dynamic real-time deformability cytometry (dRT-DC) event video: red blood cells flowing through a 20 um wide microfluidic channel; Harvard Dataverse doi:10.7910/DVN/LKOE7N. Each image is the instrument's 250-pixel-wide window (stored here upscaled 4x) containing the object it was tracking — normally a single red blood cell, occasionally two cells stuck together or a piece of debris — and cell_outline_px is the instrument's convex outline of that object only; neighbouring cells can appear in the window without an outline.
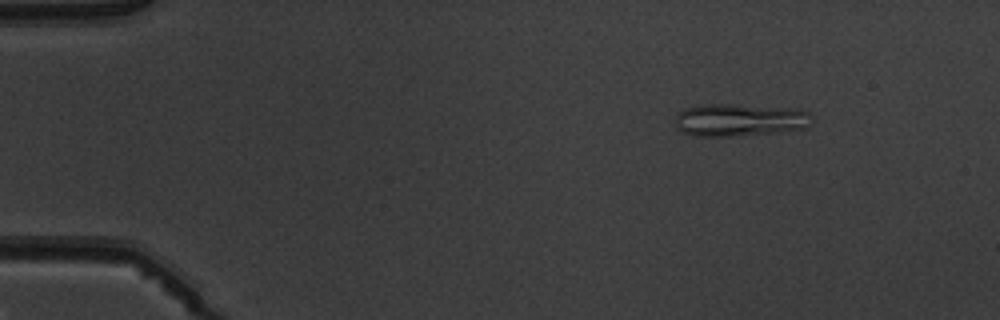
{"species": "common noctule bat (a hibernating species)", "species_latin": "Nyctalus noctula", "temperature_condition": "warm", "stored_images_in_passage": 6, "camera_frame_rate_fps": 3000, "um_per_image_px": 0.085, "animal": {"sex": "male", "body_mass_g": 19.5, "forearm_length_mm": 54.6}, "frame": {"image": 1, "passage_image": 1, "time_ms": 0.0, "image_size_px": [1000, 320], "cell_outline_px": [[812, 120], [808, 128], [772, 132], [732, 136], [692, 136], [680, 132], [676, 128], [676, 116], [684, 108], [704, 104], [728, 104], [800, 108], [808, 112], [812, 116]], "centroid_in_image_um": [62.87, 10.19], "position_along_channel_um": 22.1, "area_um2": 26.18}}
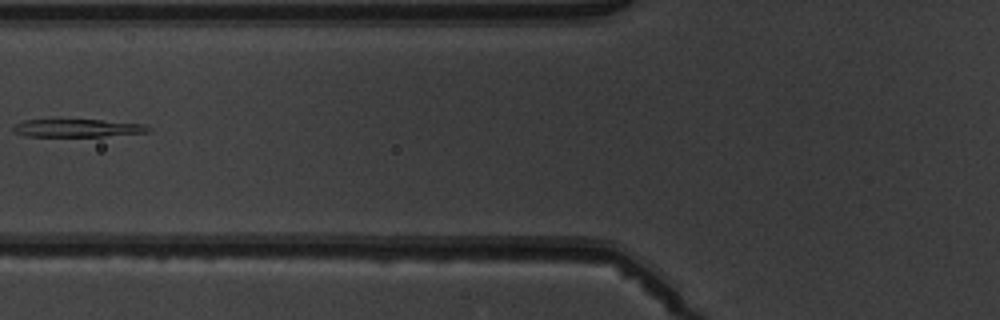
{"frame": {"image": 2, "passage_image": 5, "time_ms": 4.667, "image_size_px": [1000, 320], "cell_outline_px": [[152, 128], [148, 132], [104, 136], [24, 136], [16, 132], [12, 128], [16, 124], [24, 120], [52, 116], [100, 120], [144, 124]], "centroid_in_image_um": [6.49, 10.83], "position_along_channel_um": 119.3, "area_um2": 14.91}}
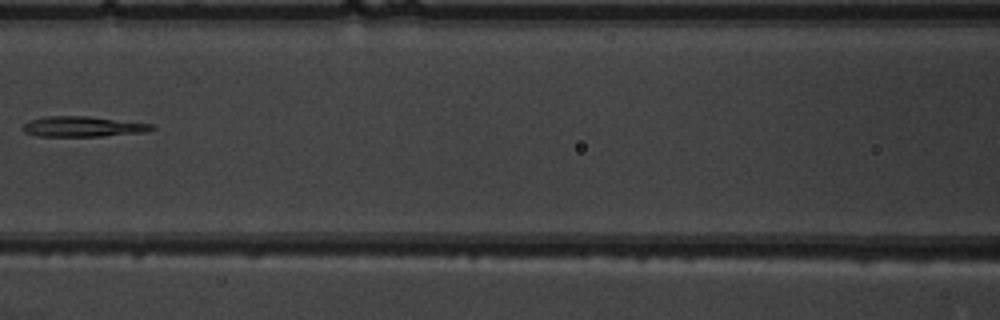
{"frame": {"image": 3, "passage_image": 6, "time_ms": 5.667, "image_size_px": [1000, 320], "cell_outline_px": [[156, 128], [148, 132], [104, 136], [40, 136], [24, 132], [20, 128], [28, 120], [48, 116], [88, 116], [152, 124]], "centroid_in_image_um": [7.04, 10.76], "position_along_channel_um": 159.6, "area_um2": 15.37}}